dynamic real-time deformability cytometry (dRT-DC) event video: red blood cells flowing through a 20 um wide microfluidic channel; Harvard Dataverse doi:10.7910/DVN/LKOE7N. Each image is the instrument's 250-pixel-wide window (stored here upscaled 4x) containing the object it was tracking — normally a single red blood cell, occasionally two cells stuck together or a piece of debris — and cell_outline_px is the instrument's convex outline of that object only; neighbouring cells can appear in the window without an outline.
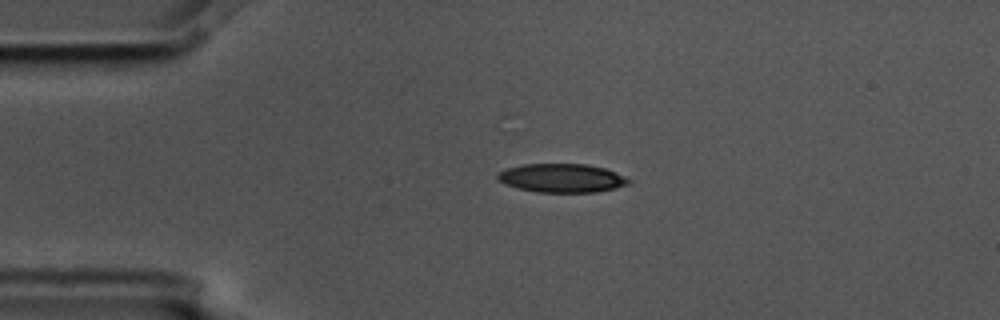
{"species": "common noctule bat (a hibernating species)", "species_latin": "Nyctalus noctula", "temperature_condition": "cold", "stored_images_in_passage": 3, "camera_frame_rate_fps": 3000, "um_per_image_px": 0.085, "animal": {"sex": "male", "body_mass_g": 17.5, "forearm_length_mm": 52.3}, "frame": {"image": 1, "passage_image": 2, "time_ms": 0.333, "image_size_px": [1000, 320], "cell_outline_px": [[632, 180], [628, 184], [616, 188], [596, 192], [536, 192], [520, 188], [508, 184], [500, 180], [496, 176], [496, 172], [504, 168], [524, 164], [588, 164], [604, 168], [616, 172]], "centroid_in_image_um": [47.77, 15.12], "position_along_channel_um": 37.2, "area_um2": 21.91}}